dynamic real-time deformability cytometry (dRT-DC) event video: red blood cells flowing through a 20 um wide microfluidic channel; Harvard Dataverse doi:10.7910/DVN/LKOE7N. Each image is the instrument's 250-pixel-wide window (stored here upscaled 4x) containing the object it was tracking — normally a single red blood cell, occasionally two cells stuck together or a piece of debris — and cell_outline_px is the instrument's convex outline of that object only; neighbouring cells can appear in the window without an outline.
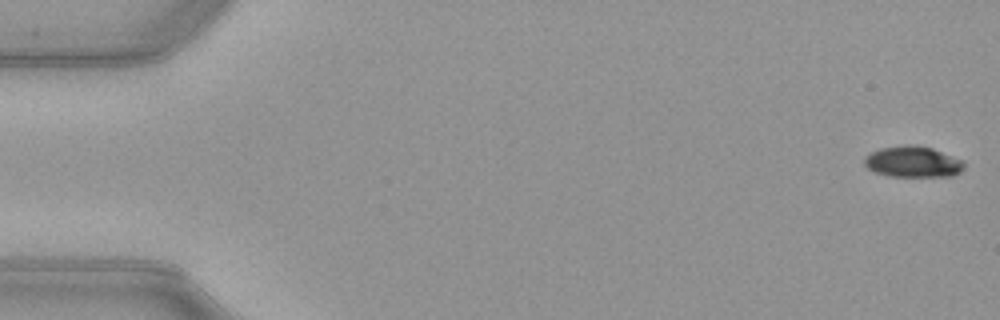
{"species": "common noctule bat (a hibernating species)", "species_latin": "Nyctalus noctula", "temperature_condition": "warm", "stored_images_in_passage": 52, "camera_frame_rate_fps": 3000, "um_per_image_px": 0.085, "animal": {"sex": "female", "body_mass_g": 21.9}, "frame": {"image": 1, "passage_image": 1, "time_ms": 0.0, "image_size_px": [1000, 320], "cell_outline_px": [[964, 168], [960, 172], [952, 176], [888, 176], [872, 172], [864, 164], [864, 156], [880, 148], [904, 144], [916, 144], [932, 148], [964, 160]], "centroid_in_image_um": [77.58, 13.74], "position_along_channel_um": 7.4, "area_um2": 18.32}}
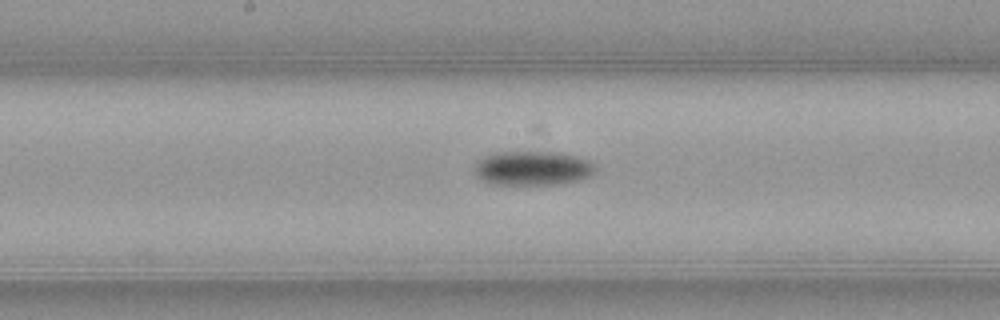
{"frame": {"image": 2, "passage_image": 27, "time_ms": 8.667, "image_size_px": [1000, 320], "cell_outline_px": [[596, 172], [580, 180], [552, 184], [492, 184], [480, 180], [476, 176], [476, 164], [484, 156], [496, 152], [560, 152], [576, 156], [588, 160], [596, 164]], "centroid_in_image_um": [45.3, 14.29], "position_along_channel_um": 202.9, "area_um2": 24.1}}
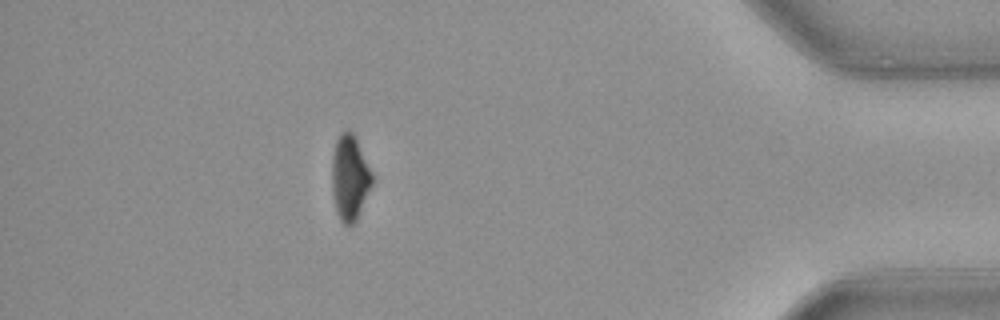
{"frame": {"image": 3, "passage_image": 46, "time_ms": 15.0, "image_size_px": [1000, 320], "cell_outline_px": [[372, 184], [356, 220], [352, 224], [344, 224], [340, 220], [336, 212], [332, 192], [332, 156], [336, 140], [340, 132], [344, 128], [348, 128], [352, 132], [372, 172]], "centroid_in_image_um": [29.7, 15.07], "position_along_channel_um": 405.5, "area_um2": 19.83}, "authors_computed_cell_mechanics": {"area_um2": 21.5594, "velocity_mm_per_s": 3.9917, "shape_relaxation_time_tau1_ms": 2.4279, "shape_relaxation_time_tau2_ms": null, "deformation_change_tau1": 0.1324, "deformation_change_tau2": null}}